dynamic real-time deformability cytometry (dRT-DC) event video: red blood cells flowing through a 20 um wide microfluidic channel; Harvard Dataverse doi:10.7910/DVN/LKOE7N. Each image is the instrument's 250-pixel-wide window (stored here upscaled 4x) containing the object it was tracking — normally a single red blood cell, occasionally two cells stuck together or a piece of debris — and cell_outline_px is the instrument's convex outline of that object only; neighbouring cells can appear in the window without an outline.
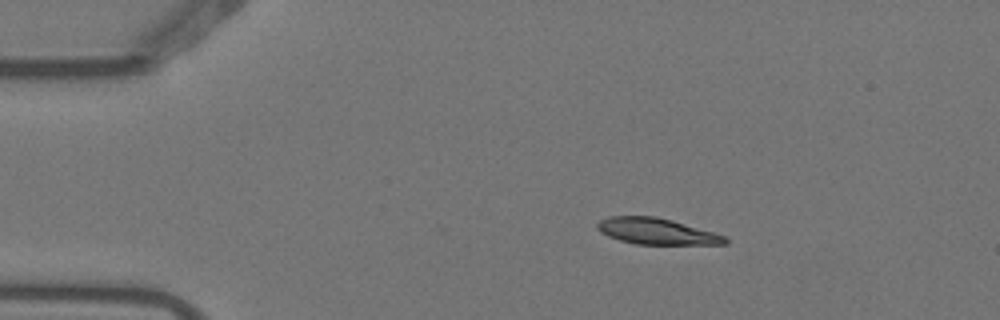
{"species": "Egyptian fruit bat (a non-hibernating species)", "species_latin": "Rousettus aegyptiacus", "temperature_condition": "warm", "stored_images_in_passage": 2, "camera_frame_rate_fps": 3000, "um_per_image_px": 0.085, "animal": {"sex": "female"}, "frame": {"image": 1, "passage_image": 1, "time_ms": 0.0, "image_size_px": [1000, 320], "cell_outline_px": [[728, 244], [636, 244], [620, 240], [608, 236], [600, 232], [596, 228], [596, 224], [600, 220], [608, 216], [656, 216], [672, 220], [728, 236]], "centroid_in_image_um": [55.82, 19.66], "position_along_channel_um": 29.2, "area_um2": 19.59}}